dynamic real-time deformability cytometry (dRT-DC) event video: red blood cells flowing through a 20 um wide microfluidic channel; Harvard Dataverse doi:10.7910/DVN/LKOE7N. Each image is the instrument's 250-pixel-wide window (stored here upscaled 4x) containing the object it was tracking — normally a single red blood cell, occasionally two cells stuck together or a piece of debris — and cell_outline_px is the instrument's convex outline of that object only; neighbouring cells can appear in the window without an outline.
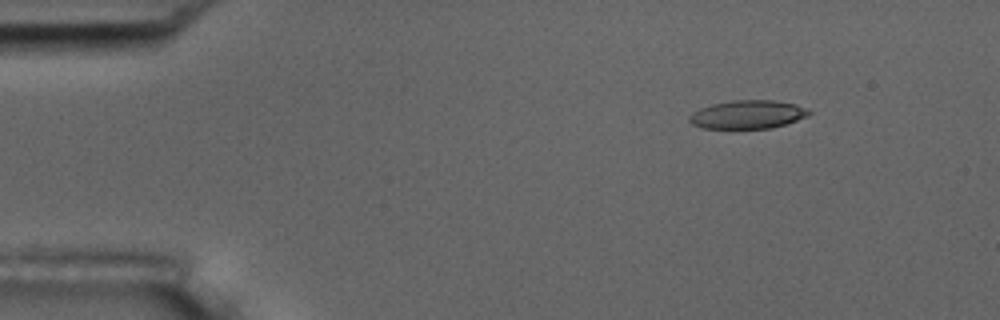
{"species": "common noctule bat (a hibernating species)", "species_latin": "Nyctalus noctula", "temperature_condition": "room temperature", "stored_images_in_passage": 3, "camera_frame_rate_fps": 3000, "um_per_image_px": 0.085, "animal": {"sex": "male", "body_mass_g": 17.5, "forearm_length_mm": 52.3}, "frame": {"image": 1, "passage_image": 1, "time_ms": 0.0, "image_size_px": [1000, 320], "cell_outline_px": [[812, 112], [808, 116], [772, 128], [704, 128], [692, 124], [688, 120], [688, 116], [692, 112], [700, 108], [712, 104], [732, 100], [772, 100], [796, 104], [808, 108]], "centroid_in_image_um": [63.55, 9.72], "position_along_channel_um": 21.4, "area_um2": 19.83}}